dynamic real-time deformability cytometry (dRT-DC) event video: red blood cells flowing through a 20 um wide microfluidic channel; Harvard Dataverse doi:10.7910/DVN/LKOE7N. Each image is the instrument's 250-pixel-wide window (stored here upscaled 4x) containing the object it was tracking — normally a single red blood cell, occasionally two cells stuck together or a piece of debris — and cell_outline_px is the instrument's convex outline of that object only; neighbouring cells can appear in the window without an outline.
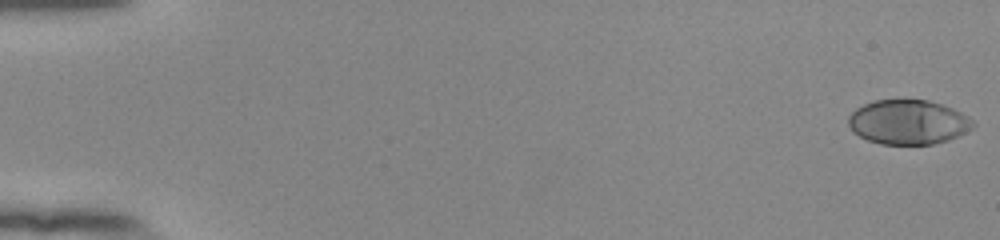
{"species": "human", "species_latin": "Homo sapiens", "temperature_condition": "room temperature", "stored_images_in_passage": 54, "camera_frame_rate_fps": 3000, "um_per_image_px": 0.085, "donor": {"sex": "female"}, "frame": {"image": 1, "passage_image": 1, "time_ms": 0.0, "image_size_px": [1000, 240], "cell_outline_px": [[976, 124], [972, 128], [948, 140], [932, 144], [880, 144], [868, 140], [852, 132], [848, 124], [848, 116], [856, 108], [872, 100], [928, 100], [952, 108], [968, 116]], "centroid_in_image_um": [77.16, 10.38], "position_along_channel_um": 7.8, "area_um2": 32.25}}
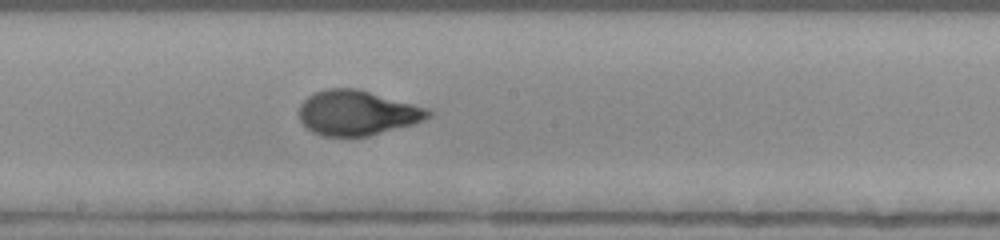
{"frame": {"image": 2, "passage_image": 31, "time_ms": 10.0, "image_size_px": [1000, 240], "cell_outline_px": [[436, 112], [432, 116], [416, 124], [368, 136], [320, 136], [312, 132], [300, 120], [300, 104], [308, 96], [316, 92], [328, 88], [356, 88], [428, 108]], "centroid_in_image_um": [30.41, 9.6], "position_along_channel_um": 217.8, "area_um2": 33.93}}
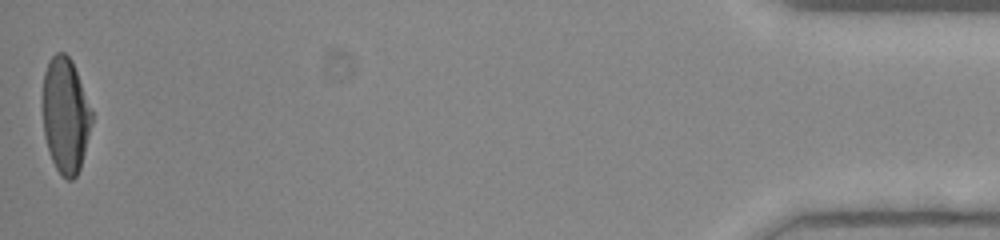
{"frame": {"image": 3, "passage_image": 54, "time_ms": 17.667, "image_size_px": [1000, 240], "cell_outline_px": [[92, 124], [80, 168], [76, 176], [72, 180], [68, 180], [56, 168], [52, 160], [44, 136], [44, 72], [52, 56], [56, 52], [64, 52], [72, 60], [92, 112]], "centroid_in_image_um": [5.58, 9.8], "position_along_channel_um": 429.6, "area_um2": 32.43}, "authors_computed_cell_mechanics": {"area_um2": 33.0616, "velocity_mm_per_s": 3.9056, "shape_relaxation_time_tau1_ms": 4.1451, "shape_relaxation_time_tau2_ms": null, "deformation_change_tau1": 0.2362, "deformation_change_tau2": null}}